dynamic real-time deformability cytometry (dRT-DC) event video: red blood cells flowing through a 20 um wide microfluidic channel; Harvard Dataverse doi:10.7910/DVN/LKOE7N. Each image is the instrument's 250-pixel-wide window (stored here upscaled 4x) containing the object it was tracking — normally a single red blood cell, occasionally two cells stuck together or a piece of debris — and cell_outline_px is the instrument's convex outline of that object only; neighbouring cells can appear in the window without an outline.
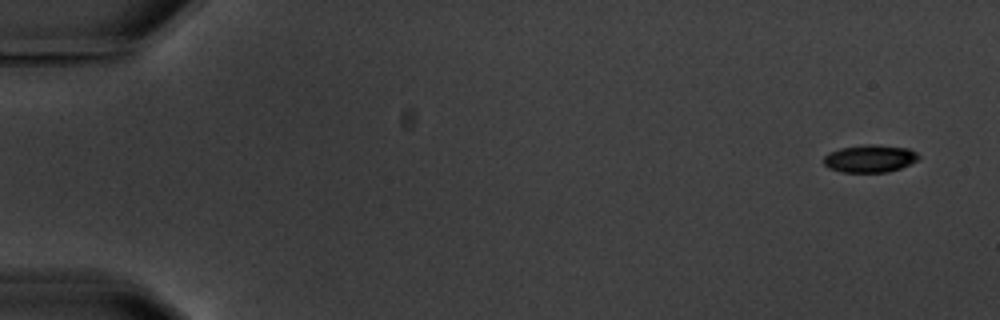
{"species": "common noctule bat (a hibernating species)", "species_latin": "Nyctalus noctula", "temperature_condition": "warm", "stored_images_in_passage": 14, "camera_frame_rate_fps": 3000, "um_per_image_px": 0.085, "animal": {"sex": "male", "body_mass_g": 20.1, "forearm_length_mm": 53.5}, "frame": {"image": 1, "passage_image": 1, "time_ms": 0.0, "image_size_px": [1000, 320], "cell_outline_px": [[920, 160], [900, 168], [888, 172], [844, 172], [828, 168], [824, 164], [824, 156], [828, 152], [840, 148], [864, 144], [872, 144], [908, 148], [916, 152], [920, 156]], "centroid_in_image_um": [73.95, 13.47], "position_along_channel_um": 11.1, "area_um2": 15.37}}
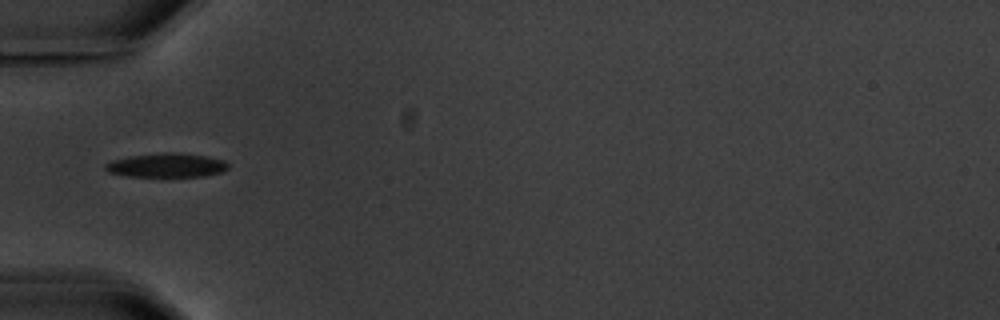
{"frame": {"image": 2, "passage_image": 5, "time_ms": 5.667, "image_size_px": [1000, 320], "cell_outline_px": [[228, 168], [224, 172], [204, 176], [128, 176], [108, 172], [104, 168], [104, 164], [112, 160], [132, 156], [160, 152], [176, 152], [204, 156], [224, 160], [228, 164]], "centroid_in_image_um": [14.17, 14.04], "position_along_channel_um": 70.8, "area_um2": 17.17}, "authors_computed_cell_mechanics": {"area_um2": 16.9354, "velocity_mm_per_s": 3.5463, "shape_relaxation_time_tau1_ms": 3.4563, "shape_relaxation_time_tau2_ms": null, "deformation_change_tau1": 0.1294, "deformation_change_tau2": null}}